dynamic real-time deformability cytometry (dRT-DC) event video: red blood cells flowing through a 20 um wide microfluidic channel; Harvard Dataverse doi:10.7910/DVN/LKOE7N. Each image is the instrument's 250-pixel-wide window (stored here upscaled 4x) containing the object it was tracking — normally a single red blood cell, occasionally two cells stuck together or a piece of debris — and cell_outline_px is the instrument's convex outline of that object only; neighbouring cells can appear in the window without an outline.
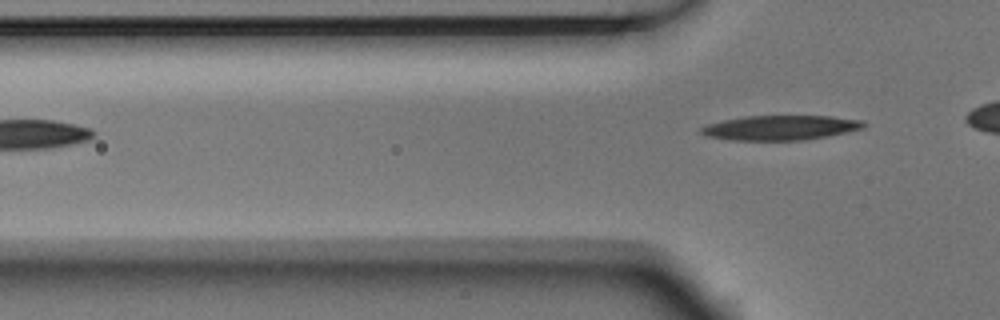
{"species": "Egyptian fruit bat (a non-hibernating species)", "species_latin": "Rousettus aegyptiacus", "temperature_condition": "room temperature", "stored_images_in_passage": 2, "camera_frame_rate_fps": 3000, "um_per_image_px": 0.085, "animal": {"sex": "male"}, "frame": {"image": 1, "passage_image": 2, "time_ms": 0.333, "image_size_px": [1000, 320], "cell_outline_px": [[868, 124], [864, 128], [848, 132], [800, 140], [732, 140], [704, 136], [700, 132], [700, 128], [708, 124], [724, 120], [744, 116], [832, 116], [864, 120]], "centroid_in_image_um": [66.36, 10.85], "position_along_channel_um": 59.4, "area_um2": 23.41}}